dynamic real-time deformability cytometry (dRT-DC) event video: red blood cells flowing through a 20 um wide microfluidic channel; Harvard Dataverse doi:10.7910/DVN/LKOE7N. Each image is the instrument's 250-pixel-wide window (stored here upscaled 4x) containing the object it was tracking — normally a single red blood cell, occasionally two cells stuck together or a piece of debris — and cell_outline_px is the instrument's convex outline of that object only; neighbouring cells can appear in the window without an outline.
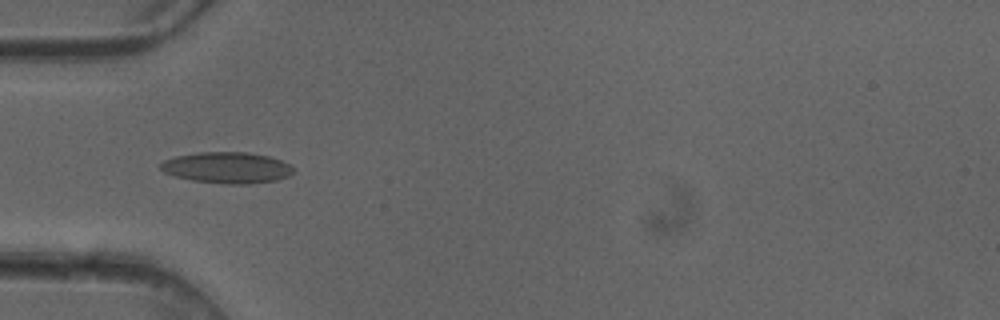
{"species": "common noctule bat (a hibernating species)", "species_latin": "Nyctalus noctula", "temperature_condition": "cold", "stored_images_in_passage": 5, "camera_frame_rate_fps": 3000, "um_per_image_px": 0.085, "animal": {"sex": "female"}, "frame": {"image": 1, "passage_image": 4, "time_ms": 1.0, "image_size_px": [1000, 320], "cell_outline_px": [[292, 172], [288, 176], [276, 180], [248, 184], [228, 184], [192, 180], [172, 176], [164, 172], [160, 168], [160, 164], [164, 160], [176, 156], [196, 152], [248, 152], [268, 156], [292, 164]], "centroid_in_image_um": [19.27, 14.24], "position_along_channel_um": 65.7, "area_um2": 24.16}}
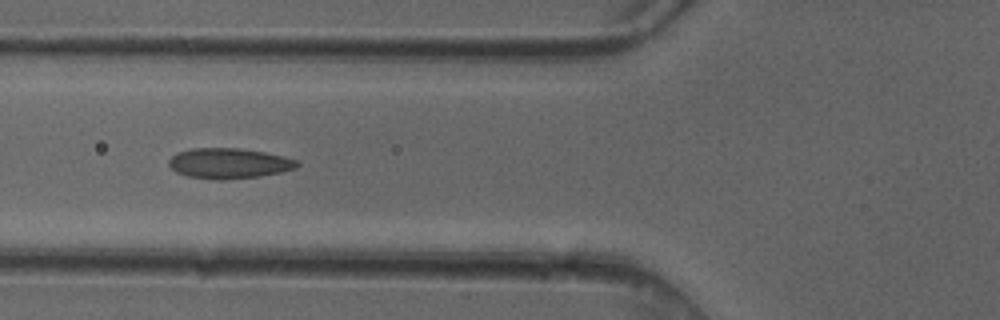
{"frame": {"image": 2, "passage_image": 5, "time_ms": 1.333, "image_size_px": [1000, 320], "cell_outline_px": [[300, 164], [296, 168], [280, 172], [260, 176], [224, 180], [216, 180], [188, 176], [176, 172], [168, 164], [168, 160], [176, 152], [192, 148], [236, 148], [264, 152], [284, 156], [296, 160]], "centroid_in_image_um": [19.44, 13.88], "position_along_channel_um": 106.4, "area_um2": 22.72}}